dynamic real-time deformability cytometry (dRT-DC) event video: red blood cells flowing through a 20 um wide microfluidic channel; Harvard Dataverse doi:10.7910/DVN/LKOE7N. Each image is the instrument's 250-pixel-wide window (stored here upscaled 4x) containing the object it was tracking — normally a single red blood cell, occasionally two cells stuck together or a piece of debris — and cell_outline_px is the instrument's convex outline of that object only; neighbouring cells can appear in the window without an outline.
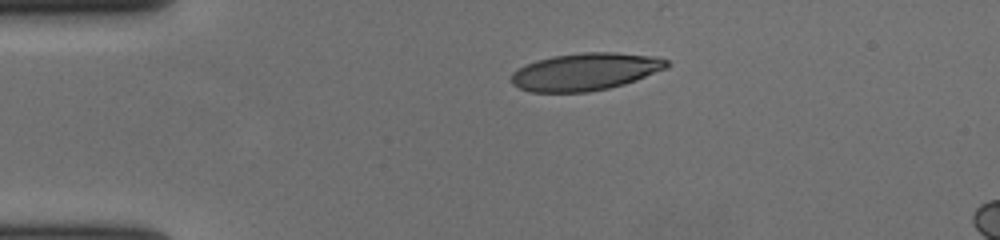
{"species": "human", "species_latin": "Homo sapiens", "temperature_condition": "cold", "stored_images_in_passage": 45, "camera_frame_rate_fps": 3000, "um_per_image_px": 0.085, "donor": {"sex": "female"}, "frame": {"image": 1, "passage_image": 1, "time_ms": 0.0, "image_size_px": [1000, 240], "cell_outline_px": [[672, 64], [668, 68], [636, 80], [624, 84], [608, 88], [588, 92], [528, 92], [512, 84], [508, 80], [512, 72], [536, 60], [552, 56], [580, 52], [616, 52], [656, 56], [668, 60]], "centroid_in_image_um": [49.77, 6.09], "position_along_channel_um": 35.2, "area_um2": 34.28}}
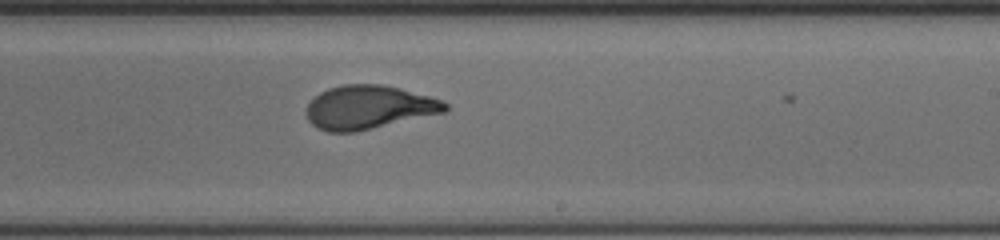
{"frame": {"image": 2, "passage_image": 23, "time_ms": 7.333, "image_size_px": [1000, 240], "cell_outline_px": [[448, 112], [356, 132], [328, 132], [316, 128], [308, 120], [304, 112], [308, 104], [320, 92], [328, 88], [344, 84], [384, 84], [400, 88], [444, 100], [448, 104]], "centroid_in_image_um": [31.36, 9.12], "position_along_channel_um": 257.6, "area_um2": 35.78}}
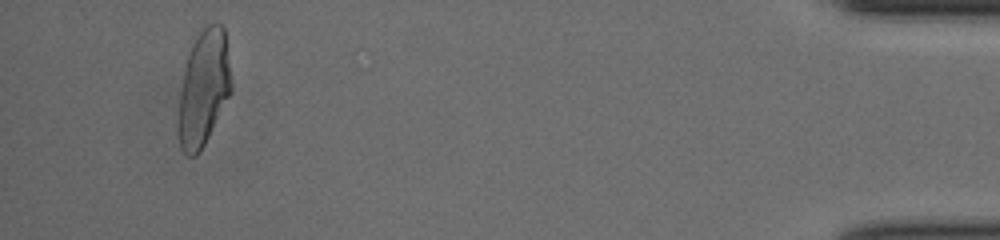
{"frame": {"image": 3, "passage_image": 42, "time_ms": 13.667, "image_size_px": [1000, 240], "cell_outline_px": [[232, 88], [200, 152], [196, 156], [188, 156], [180, 148], [176, 132], [176, 124], [180, 92], [184, 68], [188, 52], [196, 36], [208, 24], [220, 24], [224, 28], [232, 84]], "centroid_in_image_um": [17.26, 7.53], "position_along_channel_um": 417.9, "area_um2": 35.66}, "authors_computed_cell_mechanics": {"area_um2": 35.3158, "velocity_mm_per_s": 3.6778, "shape_relaxation_time_tau1_ms": 4.5637, "shape_relaxation_time_tau2_ms": 0.727, "deformation_change_tau1": 0.197, "deformation_change_tau2": 0.0724}}